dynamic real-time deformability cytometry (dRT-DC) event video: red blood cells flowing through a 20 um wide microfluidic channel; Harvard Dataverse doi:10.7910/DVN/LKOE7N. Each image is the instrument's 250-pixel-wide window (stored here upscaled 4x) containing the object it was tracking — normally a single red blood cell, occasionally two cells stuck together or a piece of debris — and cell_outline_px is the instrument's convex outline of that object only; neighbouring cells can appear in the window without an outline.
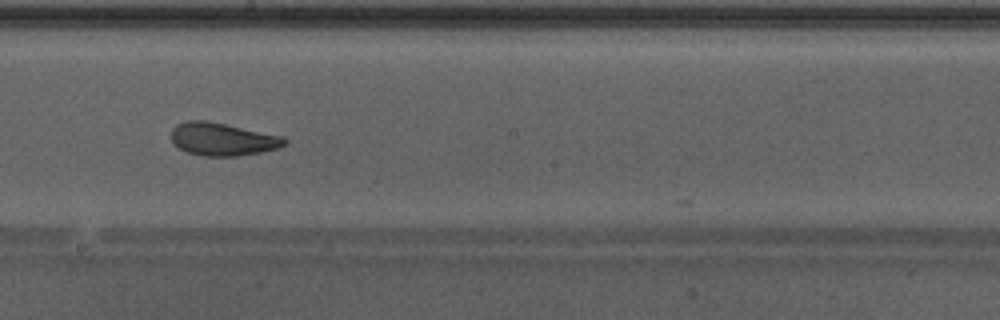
{"species": "Egyptian fruit bat (a non-hibernating species)", "species_latin": "Rousettus aegyptiacus", "temperature_condition": "warm", "stored_images_in_passage": 38, "camera_frame_rate_fps": 3000, "um_per_image_px": 0.085, "animal": {"sex": "male"}, "frame": {"image": 1, "passage_image": 17, "time_ms": 5.333, "image_size_px": [1000, 320], "cell_outline_px": [[288, 140], [284, 144], [276, 148], [260, 152], [236, 156], [204, 156], [188, 152], [180, 148], [172, 140], [172, 128], [176, 124], [188, 120], [204, 120], [284, 136]], "centroid_in_image_um": [18.91, 11.82], "position_along_channel_um": 229.3, "area_um2": 21.39}, "authors_computed_cell_mechanics": {"area_um2": 22.0796, "velocity_mm_per_s": 4.2837, "shape_relaxation_time_tau1_ms": 3.5348, "shape_relaxation_time_tau2_ms": 1.5248, "deformation_change_tau1": 0.1359, "deformation_change_tau2": 0.0631}}